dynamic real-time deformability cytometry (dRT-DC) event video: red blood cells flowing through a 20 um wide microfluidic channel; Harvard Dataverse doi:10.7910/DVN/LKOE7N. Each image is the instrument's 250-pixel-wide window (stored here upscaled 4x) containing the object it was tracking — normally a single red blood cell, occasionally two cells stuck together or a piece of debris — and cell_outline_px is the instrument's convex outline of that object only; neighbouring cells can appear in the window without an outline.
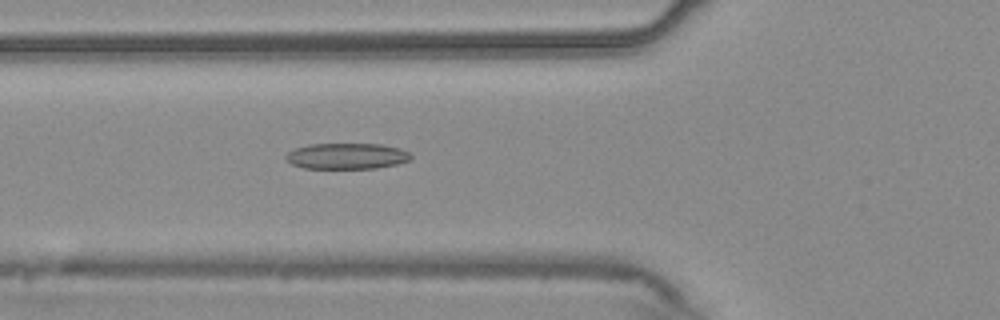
{"species": "common noctule bat (a hibernating species)", "species_latin": "Nyctalus noctula", "temperature_condition": "warm", "stored_images_in_passage": 52, "camera_frame_rate_fps": 3000, "um_per_image_px": 0.085, "animal": {"sex": "male", "body_mass_g": 20.4}, "frame": {"image": 1, "passage_image": 18, "time_ms": 5.667, "image_size_px": [1000, 320], "cell_outline_px": [[412, 160], [396, 164], [376, 168], [304, 168], [292, 164], [284, 156], [292, 148], [308, 144], [380, 144], [400, 148], [408, 152], [412, 156]], "centroid_in_image_um": [29.47, 13.26], "position_along_channel_um": 96.3, "area_um2": 18.96}}
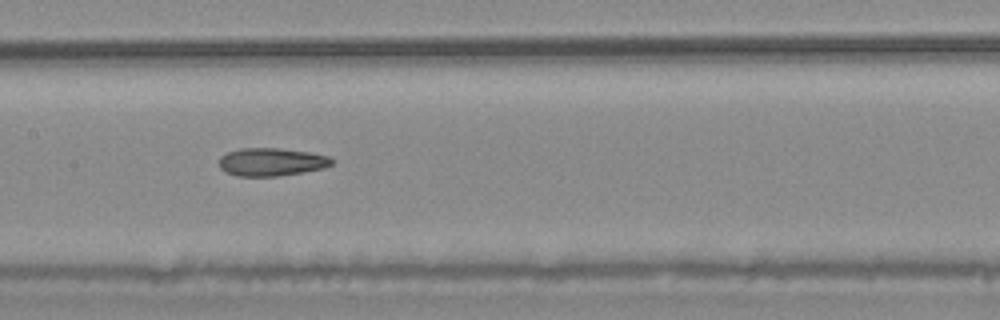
{"frame": {"image": 2, "passage_image": 25, "time_ms": 8.0, "image_size_px": [1000, 320], "cell_outline_px": [[332, 164], [324, 168], [304, 172], [276, 176], [236, 176], [224, 172], [220, 168], [220, 156], [228, 152], [240, 148], [280, 148], [312, 152], [328, 156], [332, 160]], "centroid_in_image_um": [23.06, 13.76], "position_along_channel_um": 184.3, "area_um2": 18.5}}
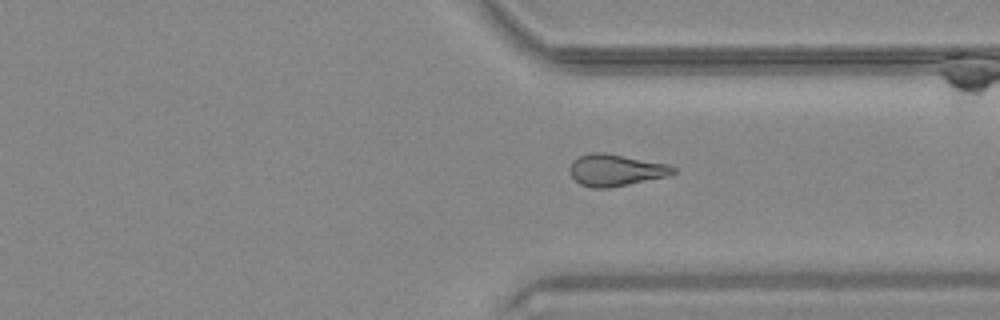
{"frame": {"image": 3, "passage_image": 39, "time_ms": 12.667, "image_size_px": [1000, 320], "cell_outline_px": [[676, 172], [668, 176], [608, 188], [592, 188], [580, 184], [568, 172], [568, 168], [572, 160], [580, 156], [592, 152], [604, 152], [668, 164], [676, 168]], "centroid_in_image_um": [52.31, 14.45], "position_along_channel_um": 359.1, "area_um2": 19.19}, "authors_computed_cell_mechanics": {"area_um2": 19.363, "velocity_mm_per_s": 3.7464, "shape_relaxation_time_tau1_ms": 8.8079, "shape_relaxation_time_tau2_ms": 4.0156, "deformation_change_tau1": 0.1799, "deformation_change_tau2": 0.1363}}